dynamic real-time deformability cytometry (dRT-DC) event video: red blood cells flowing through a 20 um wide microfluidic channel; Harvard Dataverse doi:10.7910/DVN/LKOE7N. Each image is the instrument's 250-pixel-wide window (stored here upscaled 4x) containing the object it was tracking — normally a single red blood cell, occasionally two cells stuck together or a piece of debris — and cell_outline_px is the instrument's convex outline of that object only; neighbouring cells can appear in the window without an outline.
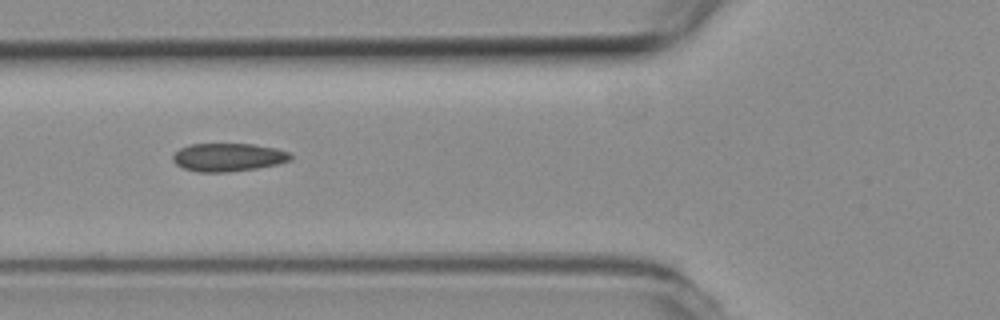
{"species": "common noctule bat (a hibernating species)", "species_latin": "Nyctalus noctula", "temperature_condition": "room temperature", "stored_images_in_passage": 9, "camera_frame_rate_fps": 3000, "um_per_image_px": 0.085, "animal": {"sex": "female", "body_mass_g": 19.3, "forearm_length_mm": 54.1}, "frame": {"image": 1, "passage_image": 6, "time_ms": 1.667, "image_size_px": [1000, 320], "cell_outline_px": [[292, 160], [276, 164], [256, 168], [224, 172], [196, 172], [184, 168], [176, 164], [172, 160], [172, 156], [180, 148], [188, 144], [252, 144], [276, 148], [288, 152], [292, 156]], "centroid_in_image_um": [19.37, 13.36], "position_along_channel_um": 106.4, "area_um2": 19.25}}
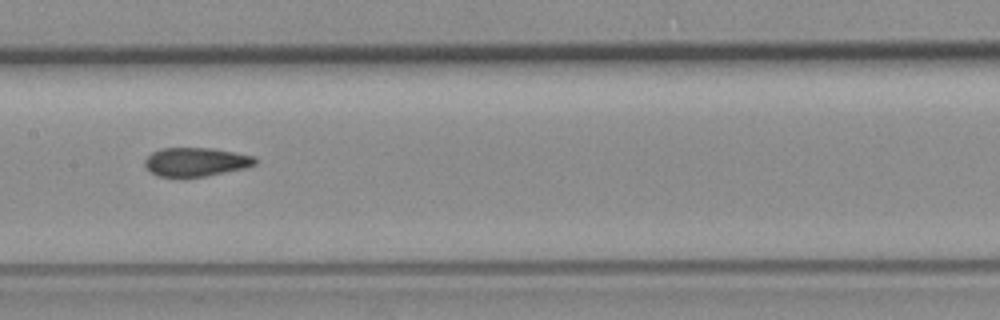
{"frame": {"image": 2, "passage_image": 8, "time_ms": 2.333, "image_size_px": [1000, 320], "cell_outline_px": [[256, 164], [244, 168], [204, 176], [156, 176], [144, 164], [144, 160], [152, 152], [160, 148], [212, 148], [236, 152], [256, 156]], "centroid_in_image_um": [16.66, 13.74], "position_along_channel_um": 190.7, "area_um2": 18.32}}
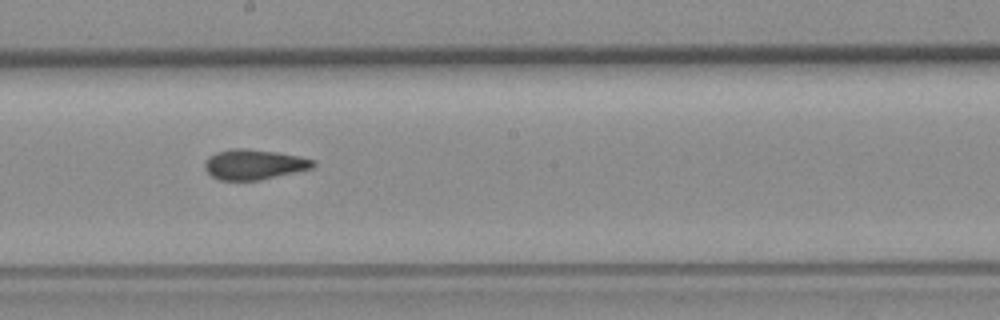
{"frame": {"image": 3, "passage_image": 9, "time_ms": 2.667, "image_size_px": [1000, 320], "cell_outline_px": [[316, 164], [312, 168], [296, 172], [260, 180], [220, 180], [212, 176], [204, 168], [204, 164], [216, 152], [232, 148], [244, 148], [276, 152], [300, 156], [316, 160]], "centroid_in_image_um": [21.63, 13.98], "position_along_channel_um": 226.6, "area_um2": 18.96}}